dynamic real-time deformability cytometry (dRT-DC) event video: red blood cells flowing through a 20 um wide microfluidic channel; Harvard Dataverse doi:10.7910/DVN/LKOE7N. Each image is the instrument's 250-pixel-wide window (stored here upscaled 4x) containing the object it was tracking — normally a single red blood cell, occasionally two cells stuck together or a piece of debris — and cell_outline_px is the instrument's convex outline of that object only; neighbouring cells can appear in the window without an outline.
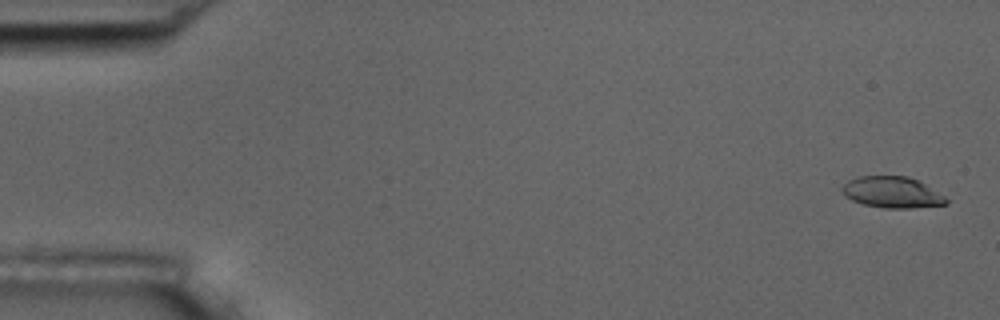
{"species": "common noctule bat (a hibernating species)", "species_latin": "Nyctalus noctula", "temperature_condition": "room temperature", "stored_images_in_passage": 6, "camera_frame_rate_fps": 3000, "um_per_image_px": 0.085, "animal": {"sex": "male", "body_mass_g": 17.5, "forearm_length_mm": 52.3}, "frame": {"image": 1, "passage_image": 1, "time_ms": 0.0, "image_size_px": [1000, 320], "cell_outline_px": [[948, 204], [912, 208], [884, 208], [864, 204], [852, 200], [844, 196], [840, 188], [848, 180], [856, 176], [908, 176], [924, 184], [944, 196], [948, 200]], "centroid_in_image_um": [75.79, 16.34], "position_along_channel_um": 9.2, "area_um2": 18.9}}
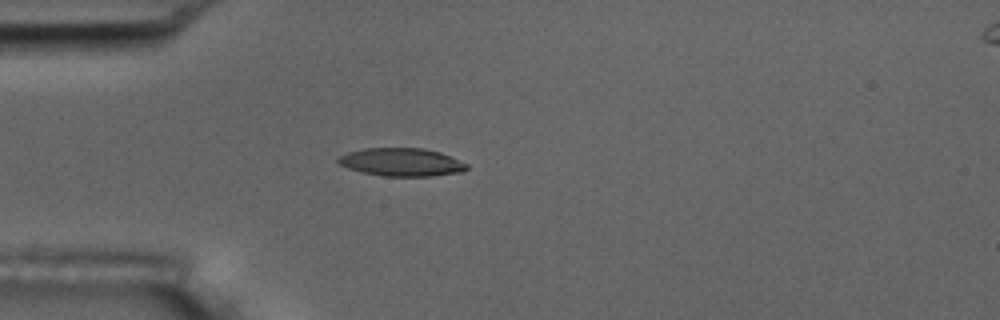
{"frame": {"image": 2, "passage_image": 5, "time_ms": 4.667, "image_size_px": [1000, 320], "cell_outline_px": [[468, 168], [460, 172], [432, 176], [384, 176], [364, 172], [348, 168], [340, 164], [336, 160], [340, 156], [348, 152], [364, 148], [424, 148], [440, 152], [468, 164]], "centroid_in_image_um": [34.14, 13.77], "position_along_channel_um": 50.9, "area_um2": 20.87}}